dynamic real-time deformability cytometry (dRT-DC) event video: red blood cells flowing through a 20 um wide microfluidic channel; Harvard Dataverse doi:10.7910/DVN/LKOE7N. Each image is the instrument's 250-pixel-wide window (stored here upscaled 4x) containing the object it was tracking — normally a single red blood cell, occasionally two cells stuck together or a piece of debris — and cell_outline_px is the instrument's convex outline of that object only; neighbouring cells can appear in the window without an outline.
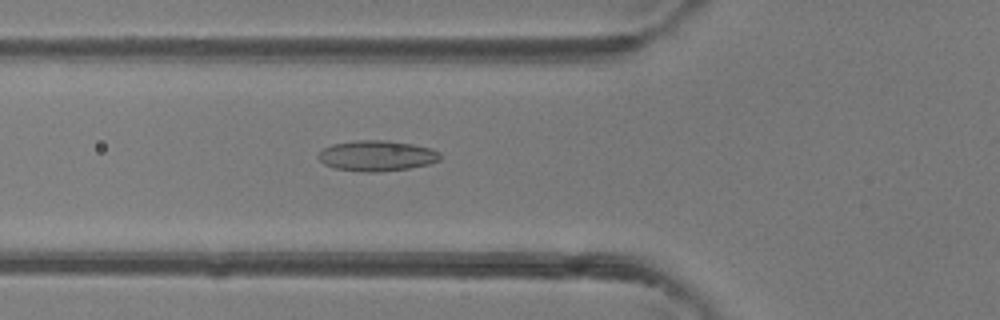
{"species": "common noctule bat (a hibernating species)", "species_latin": "Nyctalus noctula", "temperature_condition": "room temperature", "stored_images_in_passage": 47, "camera_frame_rate_fps": 3000, "um_per_image_px": 0.085, "animal": {"sex": "female"}, "frame": {"image": 1, "passage_image": 17, "time_ms": 5.333, "image_size_px": [1000, 320], "cell_outline_px": [[440, 160], [428, 164], [408, 168], [380, 172], [364, 172], [336, 168], [324, 164], [316, 156], [324, 148], [332, 144], [356, 140], [388, 140], [412, 144], [432, 148], [440, 152]], "centroid_in_image_um": [32.03, 13.23], "position_along_channel_um": 93.8, "area_um2": 21.73}}
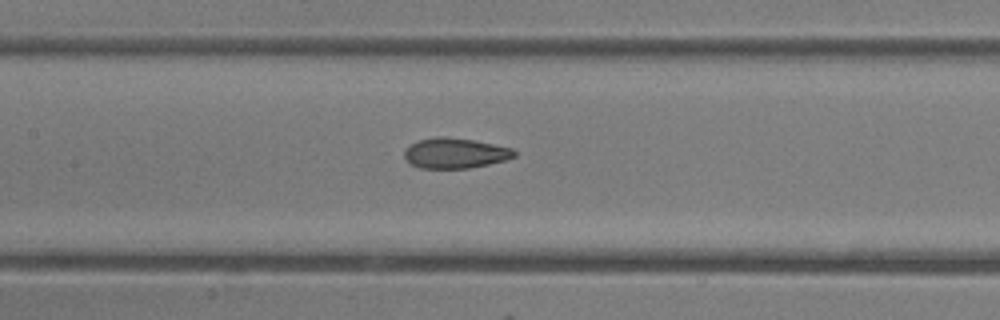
{"frame": {"image": 2, "passage_image": 22, "time_ms": 7.0, "image_size_px": [1000, 320], "cell_outline_px": [[516, 156], [504, 160], [488, 164], [468, 168], [420, 168], [408, 164], [404, 156], [404, 148], [420, 140], [436, 136], [444, 136], [472, 140], [512, 148], [516, 152]], "centroid_in_image_um": [38.64, 13.02], "position_along_channel_um": 168.8, "area_um2": 19.36}}
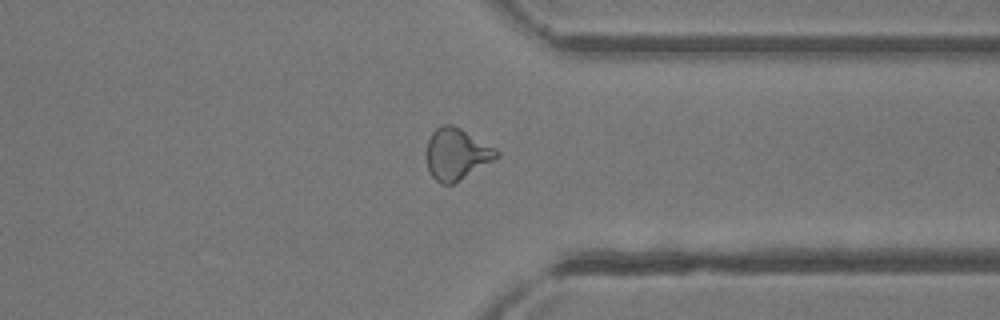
{"frame": {"image": 3, "passage_image": 36, "time_ms": 11.667, "image_size_px": [1000, 320], "cell_outline_px": [[500, 156], [452, 184], [440, 184], [432, 176], [428, 168], [424, 156], [424, 152], [428, 140], [432, 132], [436, 128], [444, 124], [452, 124], [460, 128], [496, 148], [500, 152]], "centroid_in_image_um": [38.77, 13.08], "position_along_channel_um": 372.6, "area_um2": 21.1}, "authors_computed_cell_mechanics": {"area_um2": 21.097, "velocity_mm_per_s": 4.4311, "shape_relaxation_time_tau1_ms": 10.1864, "shape_relaxation_time_tau2_ms": 1.3378, "deformation_change_tau1": 0.2409, "deformation_change_tau2": 0.0824}}